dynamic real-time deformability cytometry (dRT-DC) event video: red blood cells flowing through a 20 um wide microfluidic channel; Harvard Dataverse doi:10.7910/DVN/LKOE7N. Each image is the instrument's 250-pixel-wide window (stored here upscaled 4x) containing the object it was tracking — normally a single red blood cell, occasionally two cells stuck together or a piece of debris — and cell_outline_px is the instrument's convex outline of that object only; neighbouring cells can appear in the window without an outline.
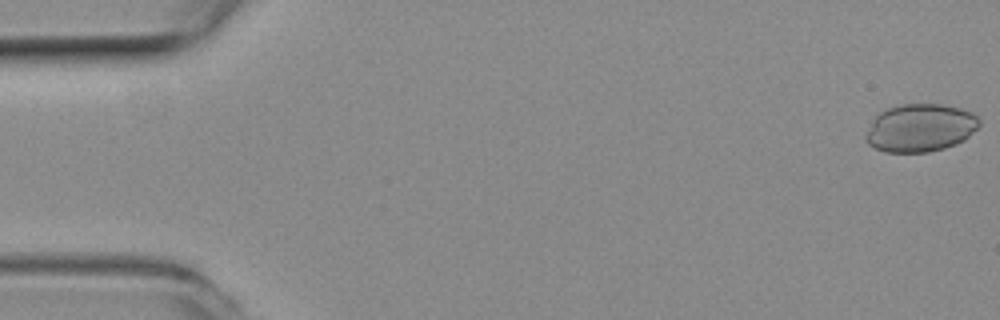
{"species": "common noctule bat (a hibernating species)", "species_latin": "Nyctalus noctula", "temperature_condition": "room temperature", "stored_images_in_passage": 48, "camera_frame_rate_fps": 3000, "um_per_image_px": 0.085, "animal": {"sex": "female", "body_mass_g": 19.3, "forearm_length_mm": 54.1}, "frame": {"image": 1, "passage_image": 1, "time_ms": 0.0, "image_size_px": [1000, 320], "cell_outline_px": [[980, 124], [964, 140], [956, 144], [944, 148], [928, 152], [884, 152], [868, 144], [864, 140], [864, 136], [876, 116], [880, 112], [888, 108], [904, 104], [940, 104], [960, 108], [972, 112], [980, 120]], "centroid_in_image_um": [78.22, 10.87], "position_along_channel_um": 6.8, "area_um2": 31.56}}